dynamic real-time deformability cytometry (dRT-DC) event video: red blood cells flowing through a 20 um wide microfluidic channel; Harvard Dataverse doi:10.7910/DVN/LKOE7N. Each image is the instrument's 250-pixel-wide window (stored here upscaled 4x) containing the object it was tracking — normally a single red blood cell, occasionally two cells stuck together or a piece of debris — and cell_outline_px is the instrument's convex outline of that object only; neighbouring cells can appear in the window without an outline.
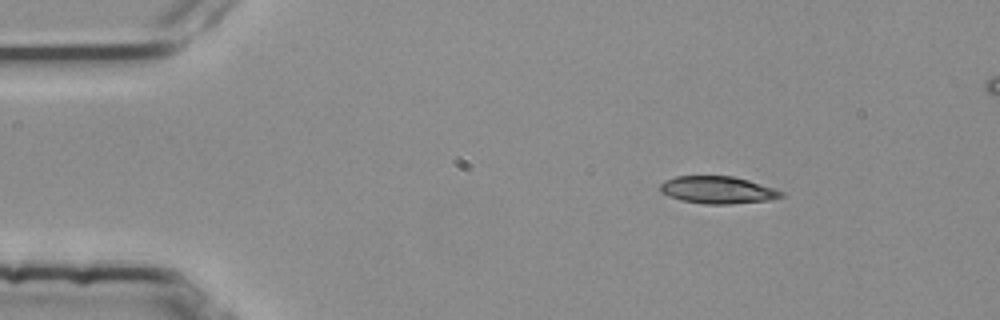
{"species": "common noctule bat (a hibernating species)", "species_latin": "Nyctalus noctula", "temperature_condition": "room temperature", "stored_images_in_passage": 4, "camera_frame_rate_fps": 3000, "um_per_image_px": 0.085, "animal": {"sex": "female", "body_mass_g": 25.1}, "frame": {"image": 1, "passage_image": 1, "time_ms": 0.0, "image_size_px": [1000, 320], "cell_outline_px": [[784, 196], [772, 200], [728, 204], [708, 204], [680, 200], [660, 192], [660, 184], [676, 176], [732, 176], [748, 180], [784, 192]], "centroid_in_image_um": [61.02, 16.15], "position_along_channel_um": 24.0, "area_um2": 19.07}}